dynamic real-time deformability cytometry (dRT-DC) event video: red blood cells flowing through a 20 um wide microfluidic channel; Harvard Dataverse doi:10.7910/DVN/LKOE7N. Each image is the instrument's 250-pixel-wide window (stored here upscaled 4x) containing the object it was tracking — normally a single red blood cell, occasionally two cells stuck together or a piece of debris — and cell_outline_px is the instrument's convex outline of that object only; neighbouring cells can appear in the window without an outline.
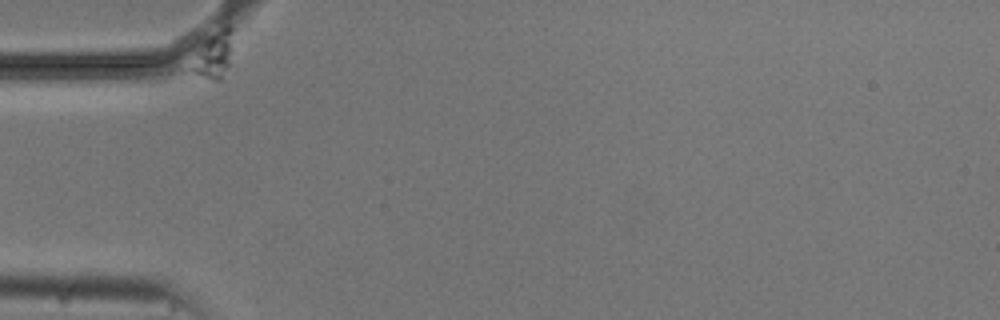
{"species": "common noctule bat (a hibernating species)", "species_latin": "Nyctalus noctula", "temperature_condition": "cold", "stored_images_in_passage": 2, "camera_frame_rate_fps": 3000, "um_per_image_px": 0.085, "animal": {"sex": "male", "body_mass_g": 20.5, "forearm_length_mm": 52.5}, "frame": {"image": 1, "passage_image": 1, "time_ms": 0.0, "image_size_px": [1000, 320], "cell_outline_px": [[232, 52], [228, 68], [220, 80], [216, 80], [192, 72], [188, 68], [200, 44], [204, 40], [228, 24], [232, 28]], "centroid_in_image_um": [18.17, 4.66], "position_along_channel_um": 66.8, "area_um2": 11.16}}